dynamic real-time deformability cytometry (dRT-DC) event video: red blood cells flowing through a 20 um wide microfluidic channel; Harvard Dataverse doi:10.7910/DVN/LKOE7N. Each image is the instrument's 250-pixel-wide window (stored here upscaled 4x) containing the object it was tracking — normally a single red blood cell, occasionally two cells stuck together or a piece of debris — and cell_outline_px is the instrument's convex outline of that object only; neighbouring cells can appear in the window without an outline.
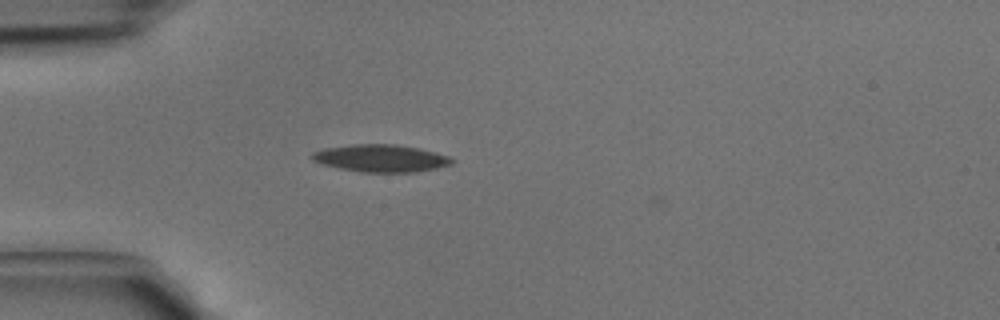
{"species": "common noctule bat (a hibernating species)", "species_latin": "Nyctalus noctula", "temperature_condition": "cold", "stored_images_in_passage": 1, "camera_frame_rate_fps": 3000, "um_per_image_px": 0.085, "animal": {"sex": "male", "body_mass_g": 15.6}, "frame": {"image": 1, "passage_image": 1, "time_ms": 0.0, "image_size_px": [1000, 320], "cell_outline_px": [[456, 160], [452, 164], [436, 168], [416, 172], [360, 172], [340, 168], [324, 164], [312, 160], [308, 156], [312, 152], [324, 148], [352, 144], [396, 144], [416, 148], [448, 156]], "centroid_in_image_um": [32.33, 13.45], "position_along_channel_um": 52.7, "area_um2": 22.25}}